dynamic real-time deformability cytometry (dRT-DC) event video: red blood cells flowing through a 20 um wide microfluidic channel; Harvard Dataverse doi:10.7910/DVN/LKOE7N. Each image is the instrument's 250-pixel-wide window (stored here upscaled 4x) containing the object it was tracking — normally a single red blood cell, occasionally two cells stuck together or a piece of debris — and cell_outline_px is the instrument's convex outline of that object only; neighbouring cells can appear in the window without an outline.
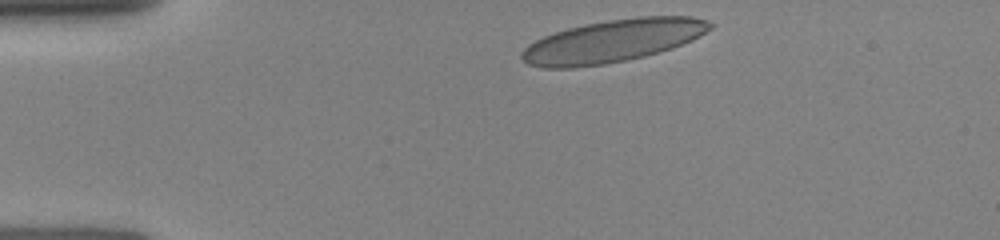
{"species": "human", "species_latin": "Homo sapiens", "temperature_condition": "room temperature", "stored_images_in_passage": 32, "camera_frame_rate_fps": 3000, "um_per_image_px": 0.085, "donor": {"sex": "female"}, "frame": {"image": 1, "passage_image": 1, "time_ms": 0.0, "image_size_px": [1000, 240], "cell_outline_px": [[712, 28], [700, 36], [692, 40], [672, 48], [644, 56], [604, 64], [572, 68], [544, 68], [528, 64], [520, 56], [520, 52], [528, 44], [544, 36], [568, 28], [608, 20], [640, 16], [692, 16], [708, 20], [712, 24]], "centroid_in_image_um": [52.09, 3.48], "position_along_channel_um": 32.9, "area_um2": 46.53}}
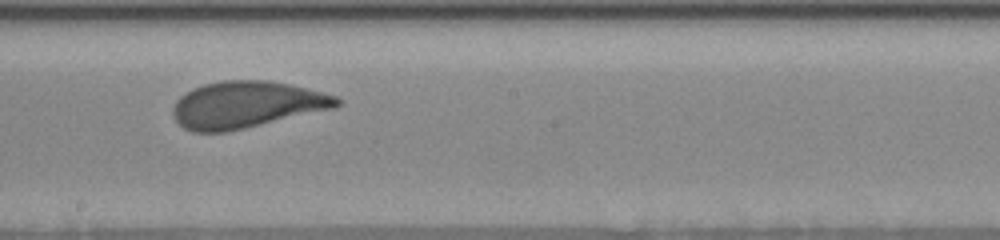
{"frame": {"image": 2, "passage_image": 18, "time_ms": 6.0, "image_size_px": [1000, 240], "cell_outline_px": [[344, 100], [336, 108], [228, 132], [192, 132], [184, 128], [176, 120], [172, 112], [172, 108], [176, 100], [180, 96], [192, 88], [204, 84], [220, 80], [268, 80], [288, 84], [336, 96]], "centroid_in_image_um": [20.94, 8.9], "position_along_channel_um": 227.3, "area_um2": 44.8}}
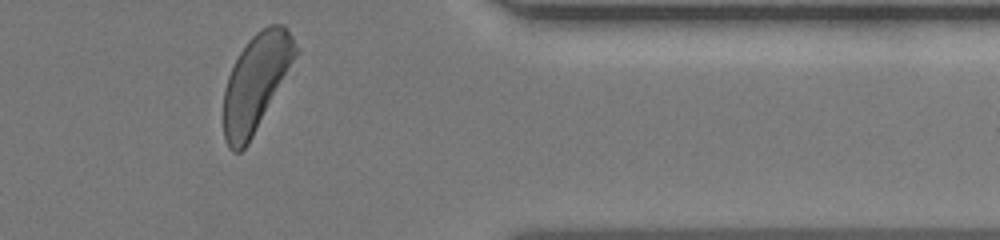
{"frame": {"image": 3, "passage_image": 31, "time_ms": 10.333, "image_size_px": [1000, 240], "cell_outline_px": [[300, 52], [248, 144], [240, 152], [232, 152], [228, 148], [224, 136], [224, 88], [228, 76], [240, 52], [248, 40], [260, 28], [268, 24], [284, 24], [288, 28], [300, 48]], "centroid_in_image_um": [21.79, 6.96], "position_along_channel_um": 389.6, "area_um2": 40.75}}